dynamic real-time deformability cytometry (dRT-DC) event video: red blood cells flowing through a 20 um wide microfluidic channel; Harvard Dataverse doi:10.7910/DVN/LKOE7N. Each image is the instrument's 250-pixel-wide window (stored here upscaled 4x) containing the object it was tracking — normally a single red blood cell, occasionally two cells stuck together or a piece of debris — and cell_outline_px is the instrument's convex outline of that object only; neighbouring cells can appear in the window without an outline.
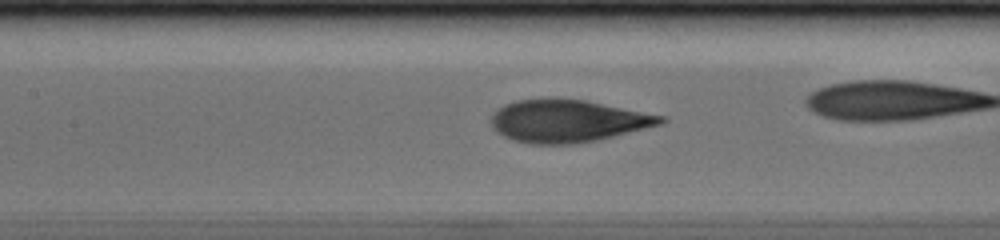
{"species": "human", "species_latin": "Homo sapiens", "temperature_condition": "cold", "stored_images_in_passage": 30, "camera_frame_rate_fps": 3000, "um_per_image_px": 0.085, "donor": {"sex": "male"}, "frame": {"image": 1, "passage_image": 13, "time_ms": 4.0, "image_size_px": [1000, 240], "cell_outline_px": [[668, 120], [660, 124], [596, 140], [576, 144], [528, 144], [512, 140], [496, 132], [492, 128], [492, 112], [496, 108], [504, 104], [516, 100], [548, 96], [584, 100], [664, 116]], "centroid_in_image_um": [48.16, 10.26], "position_along_channel_um": 159.2, "area_um2": 42.31}}
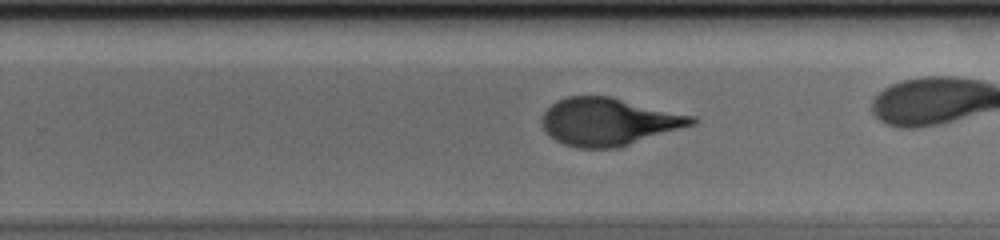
{"frame": {"image": 2, "passage_image": 22, "time_ms": 7.0, "image_size_px": [1000, 240], "cell_outline_px": [[696, 124], [620, 148], [576, 148], [564, 144], [556, 140], [544, 128], [544, 112], [556, 100], [568, 96], [612, 96], [696, 116]], "centroid_in_image_um": [51.81, 10.34], "position_along_channel_um": 278.0, "area_um2": 41.67}}